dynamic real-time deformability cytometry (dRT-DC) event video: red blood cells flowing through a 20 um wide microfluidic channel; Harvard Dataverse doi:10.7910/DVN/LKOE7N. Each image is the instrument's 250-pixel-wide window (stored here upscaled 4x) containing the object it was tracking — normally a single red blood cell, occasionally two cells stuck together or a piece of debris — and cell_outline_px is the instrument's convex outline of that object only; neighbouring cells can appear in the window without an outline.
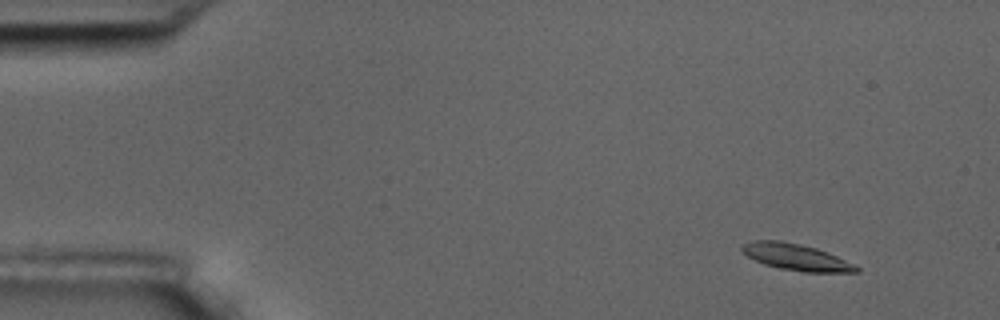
{"species": "common noctule bat (a hibernating species)", "species_latin": "Nyctalus noctula", "temperature_condition": "room temperature", "stored_images_in_passage": 4, "camera_frame_rate_fps": 3000, "um_per_image_px": 0.085, "animal": {"sex": "male", "body_mass_g": 17.5, "forearm_length_mm": 52.3}, "frame": {"image": 1, "passage_image": 1, "time_ms": 0.0, "image_size_px": [1000, 320], "cell_outline_px": [[860, 272], [804, 272], [780, 268], [764, 264], [748, 256], [740, 248], [744, 244], [752, 240], [780, 240], [800, 244], [816, 248], [856, 264], [860, 268]], "centroid_in_image_um": [67.7, 21.85], "position_along_channel_um": 17.3, "area_um2": 17.51}}
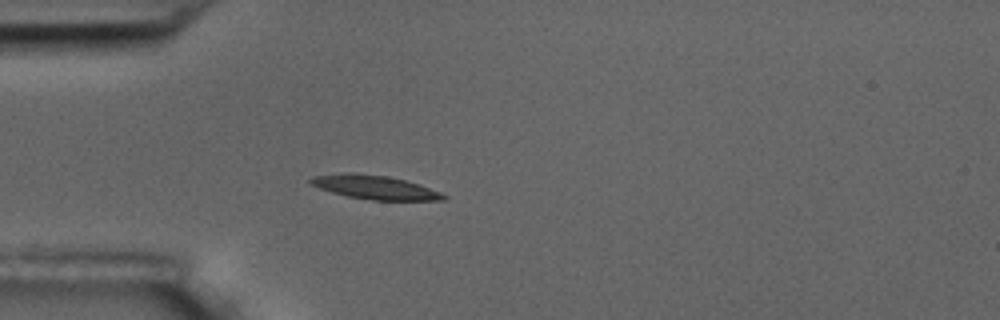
{"frame": {"image": 2, "passage_image": 4, "time_ms": 3.667, "image_size_px": [1000, 320], "cell_outline_px": [[448, 196], [444, 200], [372, 200], [348, 196], [332, 192], [320, 188], [312, 184], [308, 180], [312, 176], [344, 172], [352, 172], [388, 176], [420, 184], [440, 192]], "centroid_in_image_um": [31.86, 15.91], "position_along_channel_um": 53.1, "area_um2": 18.44}}